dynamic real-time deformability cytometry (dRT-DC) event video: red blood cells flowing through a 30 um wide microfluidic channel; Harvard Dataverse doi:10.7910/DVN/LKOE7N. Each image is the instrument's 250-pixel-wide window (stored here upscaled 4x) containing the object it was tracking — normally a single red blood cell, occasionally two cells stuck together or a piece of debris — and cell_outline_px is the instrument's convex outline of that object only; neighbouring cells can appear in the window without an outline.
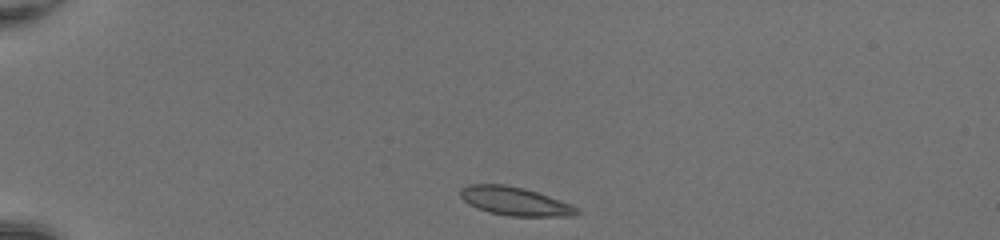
{"species": "common noctule bat (a hibernating species)", "species_latin": "Nyctalus noctula", "temperature_condition": "room temperature", "stored_images_in_passage": 38, "camera_frame_rate_fps": 3000, "um_per_image_px": 0.085, "animal": {"sex": "female", "body_mass_g": 20.0, "forearm_length_mm": 54.0}, "frame": {"image": 1, "passage_image": 1, "time_ms": 0.0, "image_size_px": [1000, 240], "cell_outline_px": [[580, 212], [576, 216], [512, 216], [488, 212], [476, 208], [464, 200], [460, 196], [460, 188], [468, 184], [504, 184], [524, 188], [572, 204]], "centroid_in_image_um": [43.75, 17.1], "position_along_channel_um": 41.2, "area_um2": 19.31}}
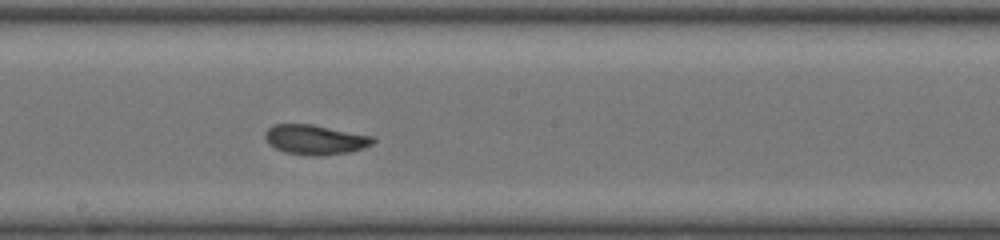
{"frame": {"image": 2, "passage_image": 18, "time_ms": 5.667, "image_size_px": [1000, 240], "cell_outline_px": [[376, 140], [372, 144], [364, 148], [348, 152], [320, 156], [312, 156], [284, 152], [268, 144], [264, 136], [264, 132], [272, 124], [312, 124], [372, 136]], "centroid_in_image_um": [26.76, 11.87], "position_along_channel_um": 221.4, "area_um2": 18.79}}
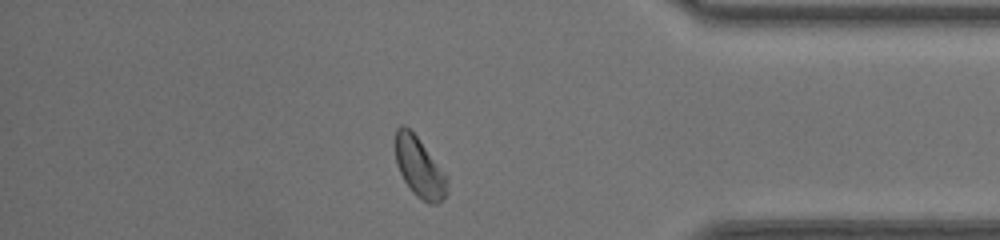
{"frame": {"image": 3, "passage_image": 32, "time_ms": 10.333, "image_size_px": [1000, 240], "cell_outline_px": [[448, 192], [440, 204], [428, 204], [416, 196], [412, 192], [404, 180], [396, 164], [396, 128], [400, 124], [404, 124], [416, 136], [448, 176]], "centroid_in_image_um": [35.68, 14.28], "position_along_channel_um": 399.5, "area_um2": 18.21}, "authors_computed_cell_mechanics": {"area_um2": 18.6405, "velocity_mm_per_s": 4.2225, "shape_relaxation_time_tau1_ms": 4.2948, "shape_relaxation_time_tau2_ms": 0.9396, "deformation_change_tau1": 0.1061, "deformation_change_tau2": 0.0283}}